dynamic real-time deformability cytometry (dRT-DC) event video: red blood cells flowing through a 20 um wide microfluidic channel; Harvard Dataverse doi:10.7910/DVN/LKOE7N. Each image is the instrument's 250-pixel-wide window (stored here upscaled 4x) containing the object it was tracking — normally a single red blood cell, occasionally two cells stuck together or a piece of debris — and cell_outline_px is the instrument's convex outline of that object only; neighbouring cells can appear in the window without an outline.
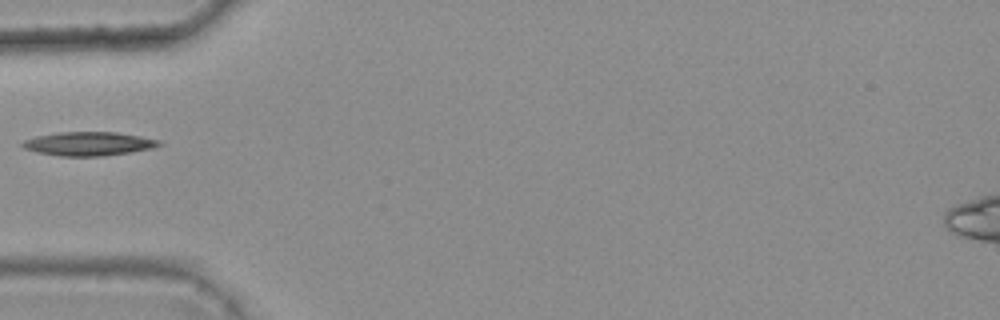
{"species": "common noctule bat (a hibernating species)", "species_latin": "Nyctalus noctula", "temperature_condition": "warm", "stored_images_in_passage": 1, "camera_frame_rate_fps": 3000, "um_per_image_px": 0.085, "animal": {"sex": "female", "body_mass_g": 25.1}, "frame": {"image": 1, "passage_image": 1, "time_ms": 0.0, "image_size_px": [1000, 320], "cell_outline_px": [[164, 144], [152, 148], [128, 152], [100, 156], [60, 156], [40, 152], [24, 148], [20, 144], [24, 140], [36, 136], [60, 132], [116, 132], [140, 136], [160, 140]], "centroid_in_image_um": [7.55, 12.21], "position_along_channel_um": 77.5, "area_um2": 18.73}}